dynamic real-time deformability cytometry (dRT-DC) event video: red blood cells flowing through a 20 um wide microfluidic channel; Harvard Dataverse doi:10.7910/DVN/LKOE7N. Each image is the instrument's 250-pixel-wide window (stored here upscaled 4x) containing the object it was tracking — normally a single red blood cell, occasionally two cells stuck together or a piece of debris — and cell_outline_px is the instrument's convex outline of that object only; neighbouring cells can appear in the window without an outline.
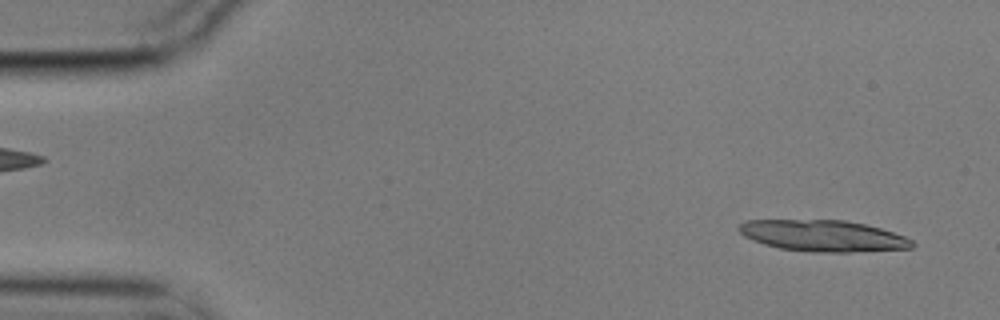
{"species": "common noctule bat (a hibernating species)", "species_latin": "Nyctalus noctula", "temperature_condition": "cold", "stored_images_in_passage": 4, "segment_of_instrument_passage": [2, 2], "camera_frame_rate_fps": 3000, "um_per_image_px": 0.085, "animal": {"sex": "male", "body_mass_g": 17.9}, "frame": {"image": 1, "passage_image": 4, "time_ms": 1.0, "image_size_px": [1000, 320], "cell_outline_px": [[916, 244], [912, 248], [852, 252], [816, 252], [780, 248], [764, 244], [752, 240], [744, 236], [736, 228], [740, 224], [748, 220], [844, 220], [864, 224], [880, 228], [904, 236], [912, 240]], "centroid_in_image_um": [69.96, 20.04], "position_along_channel_um": 15.0, "area_um2": 31.5}}